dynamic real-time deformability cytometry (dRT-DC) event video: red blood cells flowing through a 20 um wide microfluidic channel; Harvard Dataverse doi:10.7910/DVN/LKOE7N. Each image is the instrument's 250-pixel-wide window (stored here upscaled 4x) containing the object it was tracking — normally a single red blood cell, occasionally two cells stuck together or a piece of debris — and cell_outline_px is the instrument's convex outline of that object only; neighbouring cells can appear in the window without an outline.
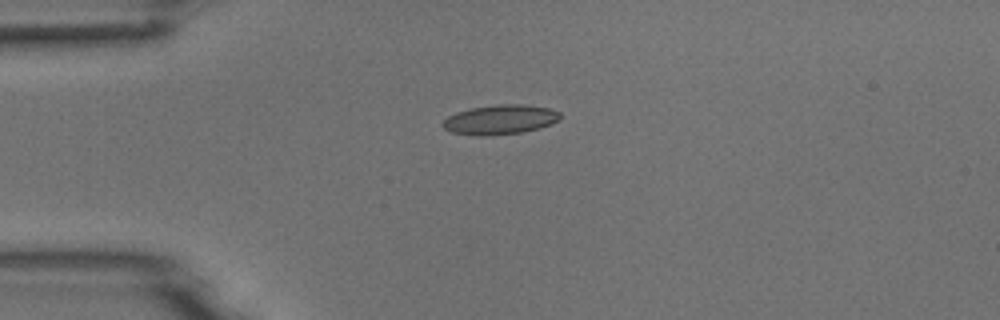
{"species": "common noctule bat (a hibernating species)", "species_latin": "Nyctalus noctula", "temperature_condition": "room temperature", "stored_images_in_passage": 41, "camera_frame_rate_fps": 3000, "um_per_image_px": 0.085, "animal": {"sex": "male", "body_mass_g": 18.8}, "frame": {"image": 1, "passage_image": 1, "time_ms": 0.0, "image_size_px": [1000, 320], "cell_outline_px": [[560, 116], [552, 124], [540, 128], [520, 132], [492, 136], [476, 136], [452, 132], [444, 128], [440, 124], [448, 116], [456, 112], [472, 108], [496, 104], [520, 104], [548, 108], [560, 112]], "centroid_in_image_um": [42.47, 10.17], "position_along_channel_um": 42.5, "area_um2": 20.23}}
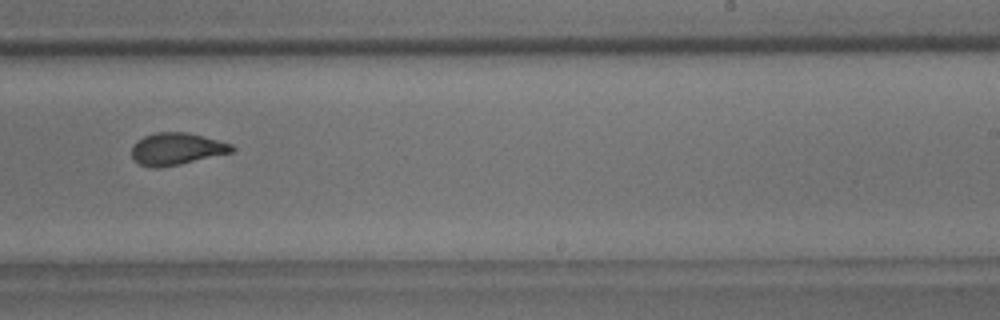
{"frame": {"image": 2, "passage_image": 21, "time_ms": 6.667, "image_size_px": [1000, 320], "cell_outline_px": [[236, 148], [232, 152], [180, 164], [160, 168], [152, 168], [140, 164], [132, 160], [132, 144], [136, 140], [144, 136], [156, 132], [184, 132], [232, 144]], "centroid_in_image_um": [14.95, 12.66], "position_along_channel_um": 274.1, "area_um2": 18.67}}
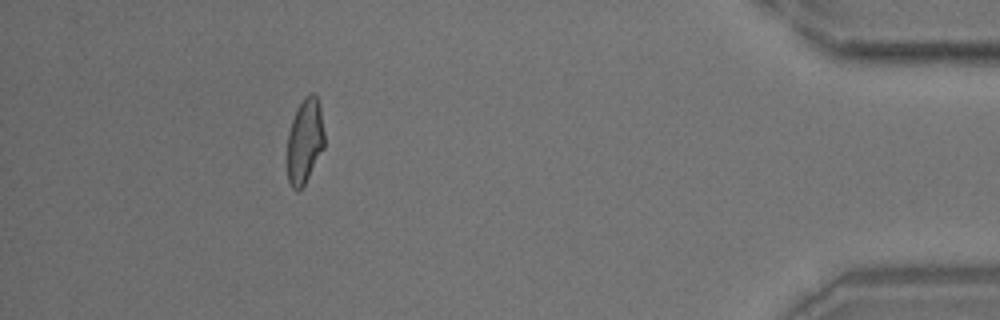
{"frame": {"image": 3, "passage_image": 36, "time_ms": 11.667, "image_size_px": [1000, 320], "cell_outline_px": [[324, 148], [304, 184], [296, 192], [292, 188], [288, 180], [288, 132], [292, 120], [304, 96], [312, 92], [316, 92], [320, 104], [324, 132]], "centroid_in_image_um": [25.92, 11.95], "position_along_channel_um": 409.3, "area_um2": 18.32}}